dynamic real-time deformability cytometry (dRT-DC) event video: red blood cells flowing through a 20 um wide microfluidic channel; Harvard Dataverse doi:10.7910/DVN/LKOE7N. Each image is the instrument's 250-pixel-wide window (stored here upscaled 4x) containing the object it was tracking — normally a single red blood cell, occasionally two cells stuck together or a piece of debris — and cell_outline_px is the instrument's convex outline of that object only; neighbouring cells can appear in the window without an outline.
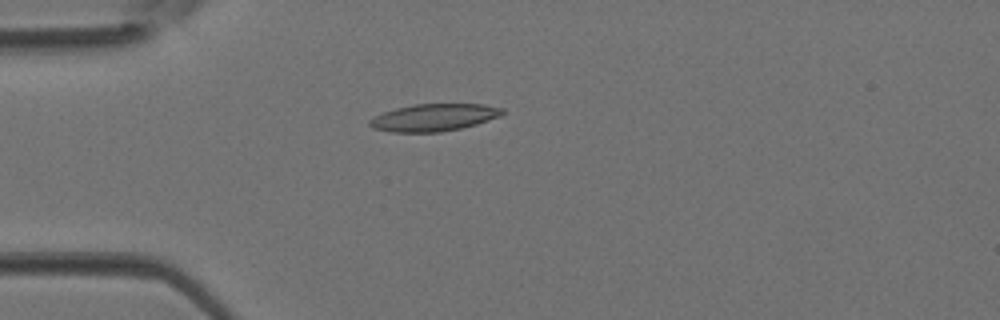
{"species": "Egyptian fruit bat (a non-hibernating species)", "species_latin": "Rousettus aegyptiacus", "temperature_condition": "room temperature", "stored_images_in_passage": 3, "camera_frame_rate_fps": 3000, "um_per_image_px": 0.085, "animal": {"sex": "female"}, "frame": {"image": 1, "passage_image": 3, "time_ms": 0.667, "image_size_px": [1000, 320], "cell_outline_px": [[504, 112], [500, 116], [476, 124], [460, 128], [440, 132], [392, 132], [372, 128], [368, 124], [368, 120], [384, 112], [396, 108], [416, 104], [484, 104], [504, 108]], "centroid_in_image_um": [36.88, 9.98], "position_along_channel_um": 48.1, "area_um2": 20.98}}